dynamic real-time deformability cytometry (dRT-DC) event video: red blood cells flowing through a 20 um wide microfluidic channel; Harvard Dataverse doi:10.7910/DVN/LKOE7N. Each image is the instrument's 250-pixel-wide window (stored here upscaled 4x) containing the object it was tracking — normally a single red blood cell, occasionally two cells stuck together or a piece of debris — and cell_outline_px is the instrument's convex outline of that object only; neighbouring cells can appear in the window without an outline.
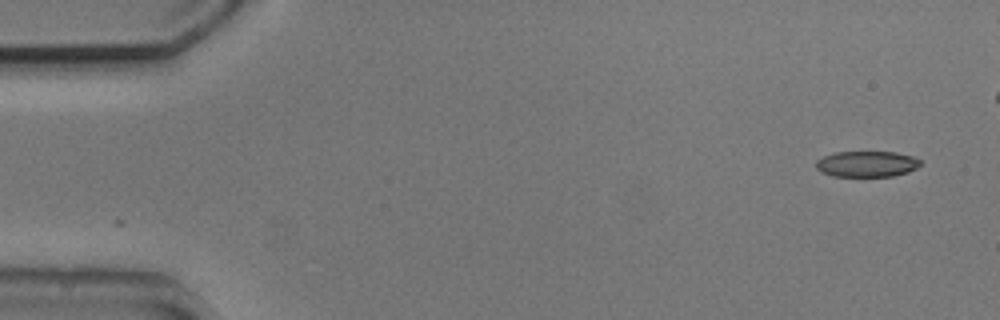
{"species": "common noctule bat (a hibernating species)", "species_latin": "Nyctalus noctula", "temperature_condition": "cold", "stored_images_in_passage": 47, "camera_frame_rate_fps": 3000, "um_per_image_px": 0.085, "animal": {"sex": "male", "body_mass_g": 20.5, "forearm_length_mm": 52.5}, "frame": {"image": 1, "passage_image": 1, "time_ms": 0.0, "image_size_px": [1000, 320], "cell_outline_px": [[920, 164], [916, 168], [908, 172], [892, 176], [832, 176], [820, 172], [816, 168], [816, 160], [824, 156], [836, 152], [896, 152], [912, 156], [920, 160]], "centroid_in_image_um": [73.65, 13.94], "position_along_channel_um": 11.3, "area_um2": 15.72}}
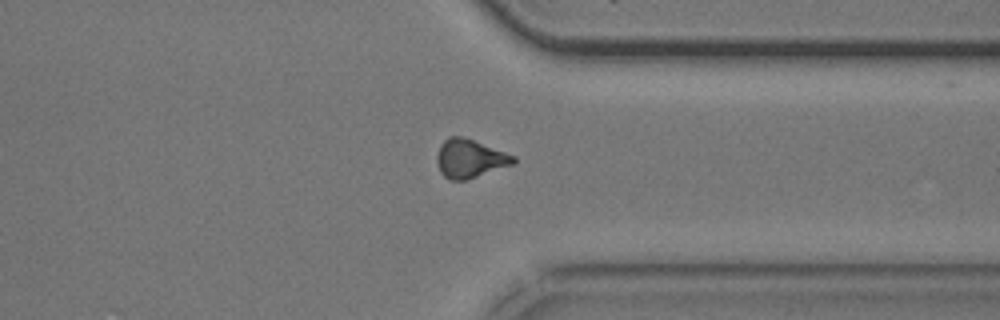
{"frame": {"image": 2, "passage_image": 39, "time_ms": 12.667, "image_size_px": [1000, 320], "cell_outline_px": [[516, 164], [464, 180], [448, 180], [440, 172], [436, 160], [436, 156], [440, 144], [448, 136], [464, 136], [516, 156]], "centroid_in_image_um": [39.94, 13.47], "position_along_channel_um": 371.5, "area_um2": 17.4}}
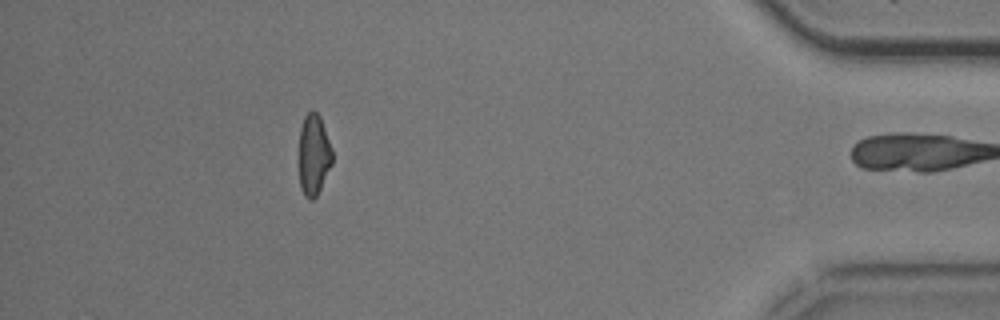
{"frame": {"image": 3, "passage_image": 46, "time_ms": 15.0, "image_size_px": [1000, 320], "cell_outline_px": [[332, 164], [316, 196], [312, 200], [308, 200], [304, 196], [300, 188], [300, 128], [304, 116], [312, 108], [320, 116], [332, 148]], "centroid_in_image_um": [26.67, 13.14], "position_along_channel_um": 408.5, "area_um2": 15.66}, "authors_computed_cell_mechanics": {"area_um2": 17.3978, "velocity_mm_per_s": 3.7983, "shape_relaxation_time_tau1_ms": null, "shape_relaxation_time_tau2_ms": 5.0491, "deformation_change_tau1": null, "deformation_change_tau2": 0.135}}